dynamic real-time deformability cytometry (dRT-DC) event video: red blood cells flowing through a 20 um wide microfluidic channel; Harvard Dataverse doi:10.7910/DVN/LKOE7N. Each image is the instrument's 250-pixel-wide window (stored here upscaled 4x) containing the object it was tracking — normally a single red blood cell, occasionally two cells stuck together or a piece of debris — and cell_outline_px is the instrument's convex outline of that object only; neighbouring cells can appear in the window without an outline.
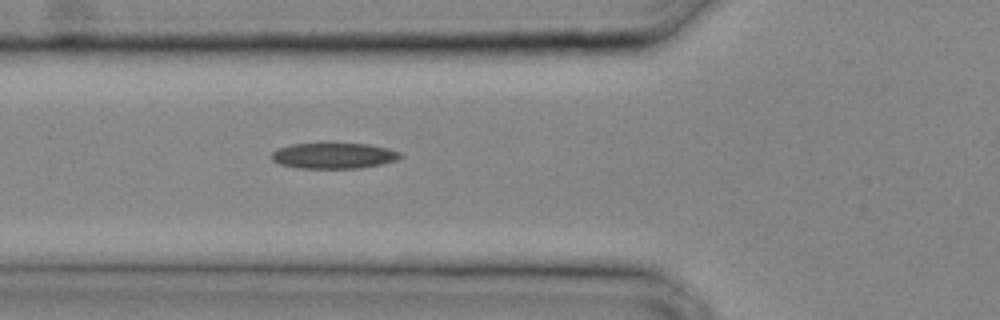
{"species": "common noctule bat (a hibernating species)", "species_latin": "Nyctalus noctula", "temperature_condition": "cold", "stored_images_in_passage": 6, "camera_frame_rate_fps": 3000, "um_per_image_px": 0.085, "animal": {"sex": "male", "body_mass_g": 20.4}, "frame": {"image": 1, "passage_image": 4, "time_ms": 1.0, "image_size_px": [1000, 320], "cell_outline_px": [[404, 156], [396, 160], [380, 164], [360, 168], [300, 168], [280, 164], [272, 160], [272, 152], [280, 148], [292, 144], [368, 144], [388, 148], [404, 152]], "centroid_in_image_um": [28.43, 13.24], "position_along_channel_um": 97.4, "area_um2": 19.19}}